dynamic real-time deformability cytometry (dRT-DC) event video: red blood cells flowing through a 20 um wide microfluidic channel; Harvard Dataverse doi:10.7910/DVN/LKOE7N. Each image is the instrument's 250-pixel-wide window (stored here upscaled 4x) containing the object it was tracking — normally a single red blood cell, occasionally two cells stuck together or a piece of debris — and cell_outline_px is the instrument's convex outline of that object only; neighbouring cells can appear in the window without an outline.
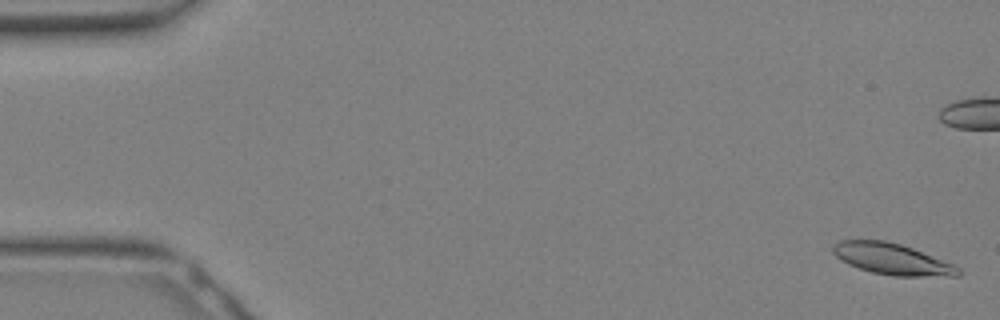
{"species": "Egyptian fruit bat (a non-hibernating species)", "species_latin": "Rousettus aegyptiacus", "temperature_condition": "warm", "stored_images_in_passage": 32, "camera_frame_rate_fps": 3000, "um_per_image_px": 0.085, "animal": {"sex": "female"}, "frame": {"image": 1, "passage_image": 1, "time_ms": 0.0, "image_size_px": [1000, 320], "cell_outline_px": [[960, 276], [892, 276], [872, 272], [848, 264], [836, 256], [832, 252], [832, 248], [840, 240], [884, 240], [900, 244], [912, 248], [952, 264], [960, 268]], "centroid_in_image_um": [75.82, 22.02], "position_along_channel_um": 9.2, "area_um2": 22.48}}
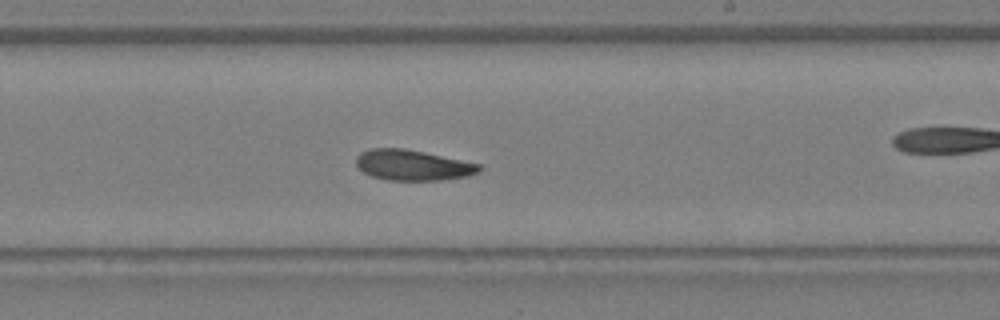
{"frame": {"image": 2, "passage_image": 19, "time_ms": 6.0, "image_size_px": [1000, 320], "cell_outline_px": [[484, 168], [480, 172], [468, 176], [440, 180], [388, 180], [372, 176], [364, 172], [356, 164], [356, 156], [360, 152], [368, 148], [404, 148], [424, 152], [480, 164]], "centroid_in_image_um": [35.09, 14.03], "position_along_channel_um": 253.9, "area_um2": 21.96}}